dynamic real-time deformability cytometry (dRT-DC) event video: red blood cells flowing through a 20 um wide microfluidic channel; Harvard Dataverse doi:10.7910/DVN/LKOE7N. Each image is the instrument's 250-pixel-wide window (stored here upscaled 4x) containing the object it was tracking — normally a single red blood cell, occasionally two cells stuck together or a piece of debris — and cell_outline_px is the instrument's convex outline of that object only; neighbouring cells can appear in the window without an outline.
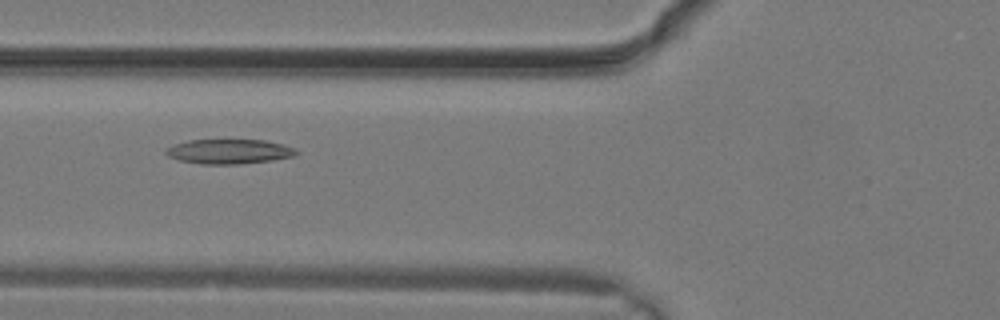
{"species": "common noctule bat (a hibernating species)", "species_latin": "Nyctalus noctula", "temperature_condition": "warm", "stored_images_in_passage": 8, "camera_frame_rate_fps": 3000, "um_per_image_px": 0.085, "animal": {"sex": "male", "body_mass_g": 19.2, "forearm_length_mm": 51.8}, "frame": {"image": 1, "passage_image": 3, "time_ms": 0.667, "image_size_px": [1000, 320], "cell_outline_px": [[300, 152], [296, 156], [272, 160], [236, 164], [200, 164], [180, 160], [168, 156], [164, 152], [164, 148], [172, 144], [188, 140], [264, 140], [284, 144], [296, 148]], "centroid_in_image_um": [19.48, 12.87], "position_along_channel_um": 106.3, "area_um2": 18.96}}
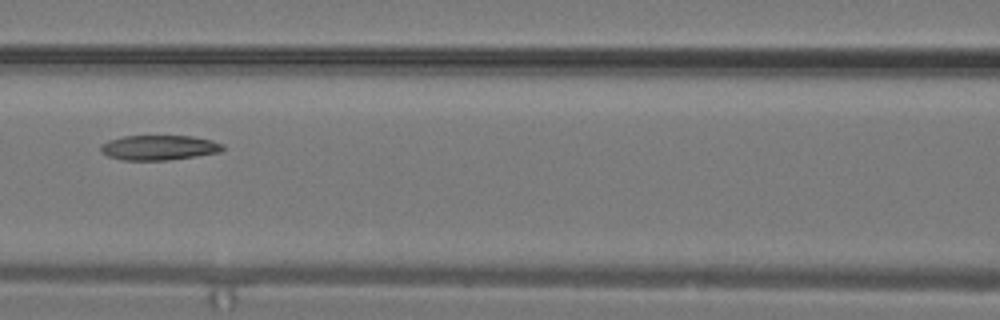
{"frame": {"image": 2, "passage_image": 5, "time_ms": 1.333, "image_size_px": [1000, 320], "cell_outline_px": [[224, 148], [220, 152], [168, 160], [124, 160], [108, 156], [100, 152], [100, 144], [108, 140], [124, 136], [192, 136], [212, 140], [224, 144]], "centroid_in_image_um": [13.49, 12.54], "position_along_channel_um": 153.1, "area_um2": 17.74}}
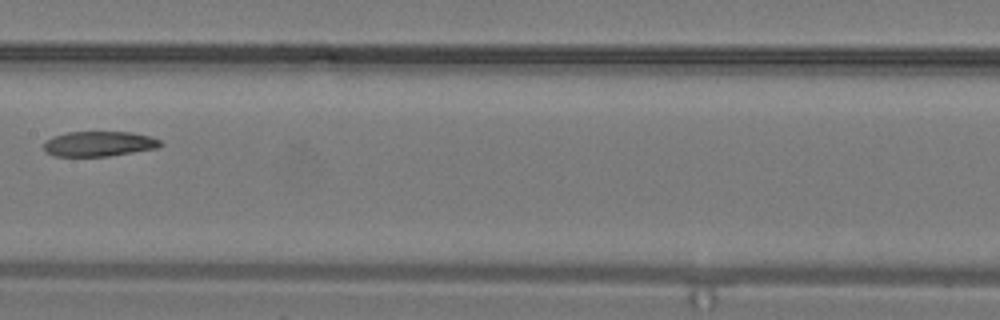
{"frame": {"image": 3, "passage_image": 7, "time_ms": 2.0, "image_size_px": [1000, 320], "cell_outline_px": [[164, 144], [156, 148], [108, 156], [56, 156], [44, 152], [44, 144], [52, 136], [68, 132], [132, 132], [148, 136], [160, 140]], "centroid_in_image_um": [8.4, 12.22], "position_along_channel_um": 199.0, "area_um2": 16.94}}